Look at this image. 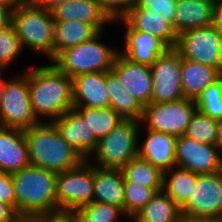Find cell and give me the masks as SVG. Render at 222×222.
Segmentation results:
<instances>
[{"mask_svg":"<svg viewBox=\"0 0 222 222\" xmlns=\"http://www.w3.org/2000/svg\"><path fill=\"white\" fill-rule=\"evenodd\" d=\"M28 81L32 111L38 121H53L73 109L72 78L52 62L28 69Z\"/></svg>","mask_w":222,"mask_h":222,"instance_id":"1","label":"cell"},{"mask_svg":"<svg viewBox=\"0 0 222 222\" xmlns=\"http://www.w3.org/2000/svg\"><path fill=\"white\" fill-rule=\"evenodd\" d=\"M24 133L30 165L60 173L78 167L85 160L62 138L53 121H38Z\"/></svg>","mask_w":222,"mask_h":222,"instance_id":"2","label":"cell"},{"mask_svg":"<svg viewBox=\"0 0 222 222\" xmlns=\"http://www.w3.org/2000/svg\"><path fill=\"white\" fill-rule=\"evenodd\" d=\"M11 175L16 213L24 222L35 214L57 212L56 172L29 165Z\"/></svg>","mask_w":222,"mask_h":222,"instance_id":"3","label":"cell"},{"mask_svg":"<svg viewBox=\"0 0 222 222\" xmlns=\"http://www.w3.org/2000/svg\"><path fill=\"white\" fill-rule=\"evenodd\" d=\"M55 19L52 12L25 0L12 12V24L23 50L39 52L51 62L55 34Z\"/></svg>","mask_w":222,"mask_h":222,"instance_id":"4","label":"cell"},{"mask_svg":"<svg viewBox=\"0 0 222 222\" xmlns=\"http://www.w3.org/2000/svg\"><path fill=\"white\" fill-rule=\"evenodd\" d=\"M103 31L91 40L62 51L52 63L70 78L90 72L111 71L120 52L118 48L102 42Z\"/></svg>","mask_w":222,"mask_h":222,"instance_id":"5","label":"cell"},{"mask_svg":"<svg viewBox=\"0 0 222 222\" xmlns=\"http://www.w3.org/2000/svg\"><path fill=\"white\" fill-rule=\"evenodd\" d=\"M141 127L140 121L124 120L99 140L88 160L100 168L122 169L138 156Z\"/></svg>","mask_w":222,"mask_h":222,"instance_id":"6","label":"cell"},{"mask_svg":"<svg viewBox=\"0 0 222 222\" xmlns=\"http://www.w3.org/2000/svg\"><path fill=\"white\" fill-rule=\"evenodd\" d=\"M38 120L30 100L28 70L10 79L4 78V93L0 103V126L28 129Z\"/></svg>","mask_w":222,"mask_h":222,"instance_id":"7","label":"cell"},{"mask_svg":"<svg viewBox=\"0 0 222 222\" xmlns=\"http://www.w3.org/2000/svg\"><path fill=\"white\" fill-rule=\"evenodd\" d=\"M196 111L195 100L189 98L168 103H150L143 107L140 122L146 129L178 137L186 133Z\"/></svg>","mask_w":222,"mask_h":222,"instance_id":"8","label":"cell"},{"mask_svg":"<svg viewBox=\"0 0 222 222\" xmlns=\"http://www.w3.org/2000/svg\"><path fill=\"white\" fill-rule=\"evenodd\" d=\"M57 211H75L94 202L93 164L84 160L78 167L57 173Z\"/></svg>","mask_w":222,"mask_h":222,"instance_id":"9","label":"cell"},{"mask_svg":"<svg viewBox=\"0 0 222 222\" xmlns=\"http://www.w3.org/2000/svg\"><path fill=\"white\" fill-rule=\"evenodd\" d=\"M176 49L182 58L218 69L222 73V38L214 24L183 32Z\"/></svg>","mask_w":222,"mask_h":222,"instance_id":"10","label":"cell"},{"mask_svg":"<svg viewBox=\"0 0 222 222\" xmlns=\"http://www.w3.org/2000/svg\"><path fill=\"white\" fill-rule=\"evenodd\" d=\"M150 69L153 82L151 103L175 102L184 98L181 54L176 48H168Z\"/></svg>","mask_w":222,"mask_h":222,"instance_id":"11","label":"cell"},{"mask_svg":"<svg viewBox=\"0 0 222 222\" xmlns=\"http://www.w3.org/2000/svg\"><path fill=\"white\" fill-rule=\"evenodd\" d=\"M181 213L222 219V170L198 174L189 200Z\"/></svg>","mask_w":222,"mask_h":222,"instance_id":"12","label":"cell"},{"mask_svg":"<svg viewBox=\"0 0 222 222\" xmlns=\"http://www.w3.org/2000/svg\"><path fill=\"white\" fill-rule=\"evenodd\" d=\"M175 158L176 166L197 174L222 170V153L217 146L197 142L185 135L177 137Z\"/></svg>","mask_w":222,"mask_h":222,"instance_id":"13","label":"cell"},{"mask_svg":"<svg viewBox=\"0 0 222 222\" xmlns=\"http://www.w3.org/2000/svg\"><path fill=\"white\" fill-rule=\"evenodd\" d=\"M111 70L143 107L151 103L153 82L150 66L132 62L119 52Z\"/></svg>","mask_w":222,"mask_h":222,"instance_id":"14","label":"cell"},{"mask_svg":"<svg viewBox=\"0 0 222 222\" xmlns=\"http://www.w3.org/2000/svg\"><path fill=\"white\" fill-rule=\"evenodd\" d=\"M116 22H121L126 29H134L143 33L149 32L168 48H176L178 35L174 31L173 25L161 13L136 4Z\"/></svg>","mask_w":222,"mask_h":222,"instance_id":"15","label":"cell"},{"mask_svg":"<svg viewBox=\"0 0 222 222\" xmlns=\"http://www.w3.org/2000/svg\"><path fill=\"white\" fill-rule=\"evenodd\" d=\"M55 128L62 138L75 148L85 160L96 151L99 140L90 129L88 123L73 108L60 118L53 120Z\"/></svg>","mask_w":222,"mask_h":222,"instance_id":"16","label":"cell"},{"mask_svg":"<svg viewBox=\"0 0 222 222\" xmlns=\"http://www.w3.org/2000/svg\"><path fill=\"white\" fill-rule=\"evenodd\" d=\"M145 132L144 141L139 143L138 156L160 169L163 173L175 167L177 136L146 128Z\"/></svg>","mask_w":222,"mask_h":222,"instance_id":"17","label":"cell"},{"mask_svg":"<svg viewBox=\"0 0 222 222\" xmlns=\"http://www.w3.org/2000/svg\"><path fill=\"white\" fill-rule=\"evenodd\" d=\"M29 165L24 129L0 126V171L13 174Z\"/></svg>","mask_w":222,"mask_h":222,"instance_id":"18","label":"cell"},{"mask_svg":"<svg viewBox=\"0 0 222 222\" xmlns=\"http://www.w3.org/2000/svg\"><path fill=\"white\" fill-rule=\"evenodd\" d=\"M74 106L98 109L110 108L105 87V72H90L72 78Z\"/></svg>","mask_w":222,"mask_h":222,"instance_id":"19","label":"cell"},{"mask_svg":"<svg viewBox=\"0 0 222 222\" xmlns=\"http://www.w3.org/2000/svg\"><path fill=\"white\" fill-rule=\"evenodd\" d=\"M120 53L132 62L152 66L168 47L151 33L126 29Z\"/></svg>","mask_w":222,"mask_h":222,"instance_id":"20","label":"cell"},{"mask_svg":"<svg viewBox=\"0 0 222 222\" xmlns=\"http://www.w3.org/2000/svg\"><path fill=\"white\" fill-rule=\"evenodd\" d=\"M55 21L77 20L91 24L98 32L113 21L96 0H67L52 11Z\"/></svg>","mask_w":222,"mask_h":222,"instance_id":"21","label":"cell"},{"mask_svg":"<svg viewBox=\"0 0 222 222\" xmlns=\"http://www.w3.org/2000/svg\"><path fill=\"white\" fill-rule=\"evenodd\" d=\"M94 202L119 207L125 214L124 176L121 169L100 168L93 164Z\"/></svg>","mask_w":222,"mask_h":222,"instance_id":"22","label":"cell"},{"mask_svg":"<svg viewBox=\"0 0 222 222\" xmlns=\"http://www.w3.org/2000/svg\"><path fill=\"white\" fill-rule=\"evenodd\" d=\"M214 24V0L198 2L177 0L173 29L179 36L185 31Z\"/></svg>","mask_w":222,"mask_h":222,"instance_id":"23","label":"cell"},{"mask_svg":"<svg viewBox=\"0 0 222 222\" xmlns=\"http://www.w3.org/2000/svg\"><path fill=\"white\" fill-rule=\"evenodd\" d=\"M222 73L213 67L181 57V84L184 98L196 100Z\"/></svg>","mask_w":222,"mask_h":222,"instance_id":"24","label":"cell"},{"mask_svg":"<svg viewBox=\"0 0 222 222\" xmlns=\"http://www.w3.org/2000/svg\"><path fill=\"white\" fill-rule=\"evenodd\" d=\"M105 87L109 95L110 108L125 120L141 121L143 106L125 90L112 70L105 72Z\"/></svg>","mask_w":222,"mask_h":222,"instance_id":"25","label":"cell"},{"mask_svg":"<svg viewBox=\"0 0 222 222\" xmlns=\"http://www.w3.org/2000/svg\"><path fill=\"white\" fill-rule=\"evenodd\" d=\"M99 32L88 23L77 20L56 21L53 60L64 50L91 40Z\"/></svg>","mask_w":222,"mask_h":222,"instance_id":"26","label":"cell"},{"mask_svg":"<svg viewBox=\"0 0 222 222\" xmlns=\"http://www.w3.org/2000/svg\"><path fill=\"white\" fill-rule=\"evenodd\" d=\"M181 208L163 191H158L130 222H179Z\"/></svg>","mask_w":222,"mask_h":222,"instance_id":"27","label":"cell"},{"mask_svg":"<svg viewBox=\"0 0 222 222\" xmlns=\"http://www.w3.org/2000/svg\"><path fill=\"white\" fill-rule=\"evenodd\" d=\"M197 176L193 171L175 166L164 172L163 191L181 208L192 195Z\"/></svg>","mask_w":222,"mask_h":222,"instance_id":"28","label":"cell"},{"mask_svg":"<svg viewBox=\"0 0 222 222\" xmlns=\"http://www.w3.org/2000/svg\"><path fill=\"white\" fill-rule=\"evenodd\" d=\"M121 171L125 182L137 183L152 189H163L164 173L139 156L126 164Z\"/></svg>","mask_w":222,"mask_h":222,"instance_id":"29","label":"cell"},{"mask_svg":"<svg viewBox=\"0 0 222 222\" xmlns=\"http://www.w3.org/2000/svg\"><path fill=\"white\" fill-rule=\"evenodd\" d=\"M88 123L98 140L105 137L111 130L125 119L112 108L98 109L91 107H73Z\"/></svg>","mask_w":222,"mask_h":222,"instance_id":"30","label":"cell"},{"mask_svg":"<svg viewBox=\"0 0 222 222\" xmlns=\"http://www.w3.org/2000/svg\"><path fill=\"white\" fill-rule=\"evenodd\" d=\"M219 121L197 110L189 122L185 136L200 142L217 146Z\"/></svg>","mask_w":222,"mask_h":222,"instance_id":"31","label":"cell"},{"mask_svg":"<svg viewBox=\"0 0 222 222\" xmlns=\"http://www.w3.org/2000/svg\"><path fill=\"white\" fill-rule=\"evenodd\" d=\"M74 213L77 222H117L120 217H126L121 208L100 202L81 206Z\"/></svg>","mask_w":222,"mask_h":222,"instance_id":"32","label":"cell"},{"mask_svg":"<svg viewBox=\"0 0 222 222\" xmlns=\"http://www.w3.org/2000/svg\"><path fill=\"white\" fill-rule=\"evenodd\" d=\"M197 110L213 120H222V75L209 84L195 100Z\"/></svg>","mask_w":222,"mask_h":222,"instance_id":"33","label":"cell"},{"mask_svg":"<svg viewBox=\"0 0 222 222\" xmlns=\"http://www.w3.org/2000/svg\"><path fill=\"white\" fill-rule=\"evenodd\" d=\"M163 189H152L133 182H125L124 200L126 218L133 219L153 198L156 192Z\"/></svg>","mask_w":222,"mask_h":222,"instance_id":"34","label":"cell"},{"mask_svg":"<svg viewBox=\"0 0 222 222\" xmlns=\"http://www.w3.org/2000/svg\"><path fill=\"white\" fill-rule=\"evenodd\" d=\"M22 51L23 48L13 24L0 29V71L3 72L11 66Z\"/></svg>","mask_w":222,"mask_h":222,"instance_id":"35","label":"cell"},{"mask_svg":"<svg viewBox=\"0 0 222 222\" xmlns=\"http://www.w3.org/2000/svg\"><path fill=\"white\" fill-rule=\"evenodd\" d=\"M109 18L115 22L131 10L138 0H96Z\"/></svg>","mask_w":222,"mask_h":222,"instance_id":"36","label":"cell"},{"mask_svg":"<svg viewBox=\"0 0 222 222\" xmlns=\"http://www.w3.org/2000/svg\"><path fill=\"white\" fill-rule=\"evenodd\" d=\"M177 0H138L140 7L161 13L172 25L175 21Z\"/></svg>","mask_w":222,"mask_h":222,"instance_id":"37","label":"cell"},{"mask_svg":"<svg viewBox=\"0 0 222 222\" xmlns=\"http://www.w3.org/2000/svg\"><path fill=\"white\" fill-rule=\"evenodd\" d=\"M0 202L8 204L16 212V197L12 175L0 171Z\"/></svg>","mask_w":222,"mask_h":222,"instance_id":"38","label":"cell"},{"mask_svg":"<svg viewBox=\"0 0 222 222\" xmlns=\"http://www.w3.org/2000/svg\"><path fill=\"white\" fill-rule=\"evenodd\" d=\"M25 222H77V219L74 211H57L35 214Z\"/></svg>","mask_w":222,"mask_h":222,"instance_id":"39","label":"cell"},{"mask_svg":"<svg viewBox=\"0 0 222 222\" xmlns=\"http://www.w3.org/2000/svg\"><path fill=\"white\" fill-rule=\"evenodd\" d=\"M0 222L24 221L8 204L0 202Z\"/></svg>","mask_w":222,"mask_h":222,"instance_id":"40","label":"cell"},{"mask_svg":"<svg viewBox=\"0 0 222 222\" xmlns=\"http://www.w3.org/2000/svg\"><path fill=\"white\" fill-rule=\"evenodd\" d=\"M220 220V218L196 216L184 213H181L179 217V222H220Z\"/></svg>","mask_w":222,"mask_h":222,"instance_id":"41","label":"cell"},{"mask_svg":"<svg viewBox=\"0 0 222 222\" xmlns=\"http://www.w3.org/2000/svg\"><path fill=\"white\" fill-rule=\"evenodd\" d=\"M12 12L11 8L0 4V29L12 24Z\"/></svg>","mask_w":222,"mask_h":222,"instance_id":"42","label":"cell"},{"mask_svg":"<svg viewBox=\"0 0 222 222\" xmlns=\"http://www.w3.org/2000/svg\"><path fill=\"white\" fill-rule=\"evenodd\" d=\"M214 25L222 38V0H214Z\"/></svg>","mask_w":222,"mask_h":222,"instance_id":"43","label":"cell"},{"mask_svg":"<svg viewBox=\"0 0 222 222\" xmlns=\"http://www.w3.org/2000/svg\"><path fill=\"white\" fill-rule=\"evenodd\" d=\"M36 6L44 8L45 10L52 12L60 4L67 0H31Z\"/></svg>","mask_w":222,"mask_h":222,"instance_id":"44","label":"cell"},{"mask_svg":"<svg viewBox=\"0 0 222 222\" xmlns=\"http://www.w3.org/2000/svg\"><path fill=\"white\" fill-rule=\"evenodd\" d=\"M25 0H0L1 5H5L12 10L17 8L21 3H23Z\"/></svg>","mask_w":222,"mask_h":222,"instance_id":"45","label":"cell"},{"mask_svg":"<svg viewBox=\"0 0 222 222\" xmlns=\"http://www.w3.org/2000/svg\"><path fill=\"white\" fill-rule=\"evenodd\" d=\"M217 147L219 148L220 152L222 153V120L219 121Z\"/></svg>","mask_w":222,"mask_h":222,"instance_id":"46","label":"cell"},{"mask_svg":"<svg viewBox=\"0 0 222 222\" xmlns=\"http://www.w3.org/2000/svg\"><path fill=\"white\" fill-rule=\"evenodd\" d=\"M2 73V71H0ZM3 93H4V78L0 76V103L3 99Z\"/></svg>","mask_w":222,"mask_h":222,"instance_id":"47","label":"cell"},{"mask_svg":"<svg viewBox=\"0 0 222 222\" xmlns=\"http://www.w3.org/2000/svg\"><path fill=\"white\" fill-rule=\"evenodd\" d=\"M184 1H195V2H198V1H203V0H184Z\"/></svg>","mask_w":222,"mask_h":222,"instance_id":"48","label":"cell"}]
</instances>
